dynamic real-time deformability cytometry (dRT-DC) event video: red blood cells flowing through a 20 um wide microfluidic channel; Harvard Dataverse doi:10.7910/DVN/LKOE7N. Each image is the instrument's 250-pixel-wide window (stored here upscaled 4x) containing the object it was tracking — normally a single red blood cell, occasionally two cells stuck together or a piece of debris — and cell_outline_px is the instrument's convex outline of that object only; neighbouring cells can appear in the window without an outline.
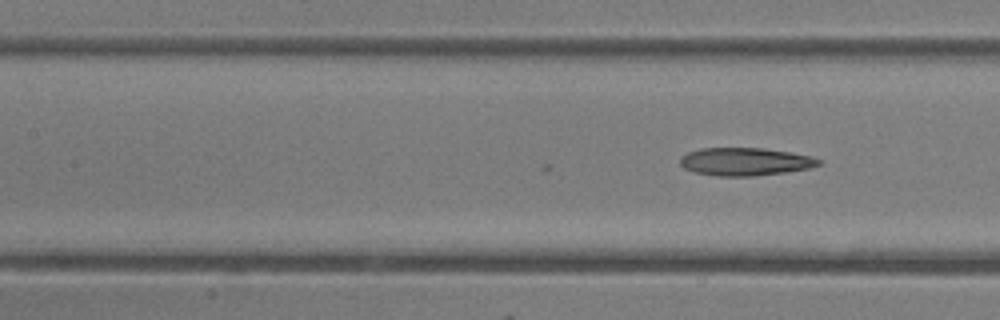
{"species": "common noctule bat (a hibernating species)", "species_latin": "Nyctalus noctula", "temperature_condition": "room temperature", "stored_images_in_passage": 7, "camera_frame_rate_fps": 3000, "um_per_image_px": 0.085, "animal": {"sex": "female"}, "frame": {"image": 1, "passage_image": 7, "time_ms": 2.0, "image_size_px": [1000, 320], "cell_outline_px": [[824, 160], [820, 164], [808, 168], [784, 172], [752, 176], [716, 176], [692, 172], [684, 168], [680, 164], [680, 156], [688, 152], [700, 148], [764, 148], [812, 156]], "centroid_in_image_um": [63.31, 13.74], "position_along_channel_um": 144.1, "area_um2": 22.6}}